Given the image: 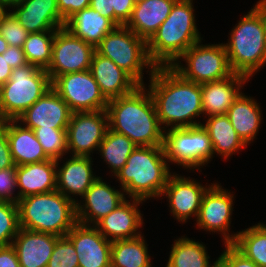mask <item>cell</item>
<instances>
[{
    "label": "cell",
    "instance_id": "1",
    "mask_svg": "<svg viewBox=\"0 0 266 267\" xmlns=\"http://www.w3.org/2000/svg\"><path fill=\"white\" fill-rule=\"evenodd\" d=\"M149 76L148 90L164 130L202 124L193 120L203 115L199 83L185 80L172 67H156Z\"/></svg>",
    "mask_w": 266,
    "mask_h": 267
},
{
    "label": "cell",
    "instance_id": "2",
    "mask_svg": "<svg viewBox=\"0 0 266 267\" xmlns=\"http://www.w3.org/2000/svg\"><path fill=\"white\" fill-rule=\"evenodd\" d=\"M146 85L108 101V126L128 137L136 146H163L164 129Z\"/></svg>",
    "mask_w": 266,
    "mask_h": 267
},
{
    "label": "cell",
    "instance_id": "3",
    "mask_svg": "<svg viewBox=\"0 0 266 267\" xmlns=\"http://www.w3.org/2000/svg\"><path fill=\"white\" fill-rule=\"evenodd\" d=\"M194 11L193 0H177L147 42L149 59L156 67H172L189 47L202 41Z\"/></svg>",
    "mask_w": 266,
    "mask_h": 267
},
{
    "label": "cell",
    "instance_id": "4",
    "mask_svg": "<svg viewBox=\"0 0 266 267\" xmlns=\"http://www.w3.org/2000/svg\"><path fill=\"white\" fill-rule=\"evenodd\" d=\"M163 146H136L115 175L128 198L161 197L171 174Z\"/></svg>",
    "mask_w": 266,
    "mask_h": 267
},
{
    "label": "cell",
    "instance_id": "5",
    "mask_svg": "<svg viewBox=\"0 0 266 267\" xmlns=\"http://www.w3.org/2000/svg\"><path fill=\"white\" fill-rule=\"evenodd\" d=\"M20 228L64 237L78 222L76 203L58 190L34 194L17 202Z\"/></svg>",
    "mask_w": 266,
    "mask_h": 267
},
{
    "label": "cell",
    "instance_id": "6",
    "mask_svg": "<svg viewBox=\"0 0 266 267\" xmlns=\"http://www.w3.org/2000/svg\"><path fill=\"white\" fill-rule=\"evenodd\" d=\"M224 43L233 73L248 77L266 65V28L252 8L231 30Z\"/></svg>",
    "mask_w": 266,
    "mask_h": 267
},
{
    "label": "cell",
    "instance_id": "7",
    "mask_svg": "<svg viewBox=\"0 0 266 267\" xmlns=\"http://www.w3.org/2000/svg\"><path fill=\"white\" fill-rule=\"evenodd\" d=\"M51 88L46 70L27 64L13 68L0 86V121L16 120Z\"/></svg>",
    "mask_w": 266,
    "mask_h": 267
},
{
    "label": "cell",
    "instance_id": "8",
    "mask_svg": "<svg viewBox=\"0 0 266 267\" xmlns=\"http://www.w3.org/2000/svg\"><path fill=\"white\" fill-rule=\"evenodd\" d=\"M96 51L110 58L139 85H144V68L150 69V72L156 68L149 59L147 42L126 26H118L108 33L96 47Z\"/></svg>",
    "mask_w": 266,
    "mask_h": 267
},
{
    "label": "cell",
    "instance_id": "9",
    "mask_svg": "<svg viewBox=\"0 0 266 267\" xmlns=\"http://www.w3.org/2000/svg\"><path fill=\"white\" fill-rule=\"evenodd\" d=\"M163 148L168 163L188 170H200L214 157L210 136L202 125L165 130Z\"/></svg>",
    "mask_w": 266,
    "mask_h": 267
},
{
    "label": "cell",
    "instance_id": "10",
    "mask_svg": "<svg viewBox=\"0 0 266 267\" xmlns=\"http://www.w3.org/2000/svg\"><path fill=\"white\" fill-rule=\"evenodd\" d=\"M179 59L186 62V67L178 60L172 68L191 82L219 81L233 74L223 43L203 45L200 41L189 47Z\"/></svg>",
    "mask_w": 266,
    "mask_h": 267
},
{
    "label": "cell",
    "instance_id": "11",
    "mask_svg": "<svg viewBox=\"0 0 266 267\" xmlns=\"http://www.w3.org/2000/svg\"><path fill=\"white\" fill-rule=\"evenodd\" d=\"M95 51L94 46L76 37L65 27L57 29L51 62L46 69L51 82L63 74L90 70Z\"/></svg>",
    "mask_w": 266,
    "mask_h": 267
},
{
    "label": "cell",
    "instance_id": "12",
    "mask_svg": "<svg viewBox=\"0 0 266 267\" xmlns=\"http://www.w3.org/2000/svg\"><path fill=\"white\" fill-rule=\"evenodd\" d=\"M51 87L67 103L72 112L106 110L108 101L90 70L57 76Z\"/></svg>",
    "mask_w": 266,
    "mask_h": 267
},
{
    "label": "cell",
    "instance_id": "13",
    "mask_svg": "<svg viewBox=\"0 0 266 267\" xmlns=\"http://www.w3.org/2000/svg\"><path fill=\"white\" fill-rule=\"evenodd\" d=\"M106 110L73 112L67 126V147L72 156L90 157L108 129Z\"/></svg>",
    "mask_w": 266,
    "mask_h": 267
},
{
    "label": "cell",
    "instance_id": "14",
    "mask_svg": "<svg viewBox=\"0 0 266 267\" xmlns=\"http://www.w3.org/2000/svg\"><path fill=\"white\" fill-rule=\"evenodd\" d=\"M233 194L223 189L218 183L211 186L204 193L196 220L197 228L209 232H220L224 244H232L237 233L230 235V224L233 211Z\"/></svg>",
    "mask_w": 266,
    "mask_h": 267
},
{
    "label": "cell",
    "instance_id": "15",
    "mask_svg": "<svg viewBox=\"0 0 266 267\" xmlns=\"http://www.w3.org/2000/svg\"><path fill=\"white\" fill-rule=\"evenodd\" d=\"M7 8L29 33L57 30L66 23L57 0H8Z\"/></svg>",
    "mask_w": 266,
    "mask_h": 267
},
{
    "label": "cell",
    "instance_id": "16",
    "mask_svg": "<svg viewBox=\"0 0 266 267\" xmlns=\"http://www.w3.org/2000/svg\"><path fill=\"white\" fill-rule=\"evenodd\" d=\"M197 180L173 173L167 181L161 195L168 198L170 213L178 222H186L190 217L198 216L204 193L210 187L202 186Z\"/></svg>",
    "mask_w": 266,
    "mask_h": 267
},
{
    "label": "cell",
    "instance_id": "17",
    "mask_svg": "<svg viewBox=\"0 0 266 267\" xmlns=\"http://www.w3.org/2000/svg\"><path fill=\"white\" fill-rule=\"evenodd\" d=\"M73 244L79 267H111V241L95 226L76 223L65 235Z\"/></svg>",
    "mask_w": 266,
    "mask_h": 267
},
{
    "label": "cell",
    "instance_id": "18",
    "mask_svg": "<svg viewBox=\"0 0 266 267\" xmlns=\"http://www.w3.org/2000/svg\"><path fill=\"white\" fill-rule=\"evenodd\" d=\"M82 198L83 201L76 203L77 221L90 226L91 224L95 226L126 200L123 190H116L110 184L103 182L102 177L96 179Z\"/></svg>",
    "mask_w": 266,
    "mask_h": 267
},
{
    "label": "cell",
    "instance_id": "19",
    "mask_svg": "<svg viewBox=\"0 0 266 267\" xmlns=\"http://www.w3.org/2000/svg\"><path fill=\"white\" fill-rule=\"evenodd\" d=\"M72 113L67 103L51 87L16 120L32 130L38 127L67 128Z\"/></svg>",
    "mask_w": 266,
    "mask_h": 267
},
{
    "label": "cell",
    "instance_id": "20",
    "mask_svg": "<svg viewBox=\"0 0 266 267\" xmlns=\"http://www.w3.org/2000/svg\"><path fill=\"white\" fill-rule=\"evenodd\" d=\"M140 203H143V200L135 198L125 200L95 227L111 242L140 236L142 232L139 230L144 223L143 214L138 209Z\"/></svg>",
    "mask_w": 266,
    "mask_h": 267
},
{
    "label": "cell",
    "instance_id": "21",
    "mask_svg": "<svg viewBox=\"0 0 266 267\" xmlns=\"http://www.w3.org/2000/svg\"><path fill=\"white\" fill-rule=\"evenodd\" d=\"M70 157L61 167L60 160H56V190L77 203L78 200L73 196L82 198L99 176L93 173L92 157Z\"/></svg>",
    "mask_w": 266,
    "mask_h": 267
},
{
    "label": "cell",
    "instance_id": "22",
    "mask_svg": "<svg viewBox=\"0 0 266 267\" xmlns=\"http://www.w3.org/2000/svg\"><path fill=\"white\" fill-rule=\"evenodd\" d=\"M90 72L99 85L104 98L109 101L133 92L139 84L110 58L95 51Z\"/></svg>",
    "mask_w": 266,
    "mask_h": 267
},
{
    "label": "cell",
    "instance_id": "23",
    "mask_svg": "<svg viewBox=\"0 0 266 267\" xmlns=\"http://www.w3.org/2000/svg\"><path fill=\"white\" fill-rule=\"evenodd\" d=\"M59 238L51 233L20 228L11 244L17 254L20 267H47Z\"/></svg>",
    "mask_w": 266,
    "mask_h": 267
},
{
    "label": "cell",
    "instance_id": "24",
    "mask_svg": "<svg viewBox=\"0 0 266 267\" xmlns=\"http://www.w3.org/2000/svg\"><path fill=\"white\" fill-rule=\"evenodd\" d=\"M248 79L246 76L233 73L226 79L201 83L203 115H226L230 106L242 93L240 90Z\"/></svg>",
    "mask_w": 266,
    "mask_h": 267
},
{
    "label": "cell",
    "instance_id": "25",
    "mask_svg": "<svg viewBox=\"0 0 266 267\" xmlns=\"http://www.w3.org/2000/svg\"><path fill=\"white\" fill-rule=\"evenodd\" d=\"M177 0H145L135 4L131 18L125 25L148 42L169 16Z\"/></svg>",
    "mask_w": 266,
    "mask_h": 267
},
{
    "label": "cell",
    "instance_id": "26",
    "mask_svg": "<svg viewBox=\"0 0 266 267\" xmlns=\"http://www.w3.org/2000/svg\"><path fill=\"white\" fill-rule=\"evenodd\" d=\"M56 167V160L53 159L17 166L19 199L56 190Z\"/></svg>",
    "mask_w": 266,
    "mask_h": 267
},
{
    "label": "cell",
    "instance_id": "27",
    "mask_svg": "<svg viewBox=\"0 0 266 267\" xmlns=\"http://www.w3.org/2000/svg\"><path fill=\"white\" fill-rule=\"evenodd\" d=\"M6 133L16 166L49 160L32 129L17 120H6Z\"/></svg>",
    "mask_w": 266,
    "mask_h": 267
},
{
    "label": "cell",
    "instance_id": "28",
    "mask_svg": "<svg viewBox=\"0 0 266 267\" xmlns=\"http://www.w3.org/2000/svg\"><path fill=\"white\" fill-rule=\"evenodd\" d=\"M64 27L96 48L102 39L117 26L109 18L102 16L89 6L72 15Z\"/></svg>",
    "mask_w": 266,
    "mask_h": 267
},
{
    "label": "cell",
    "instance_id": "29",
    "mask_svg": "<svg viewBox=\"0 0 266 267\" xmlns=\"http://www.w3.org/2000/svg\"><path fill=\"white\" fill-rule=\"evenodd\" d=\"M261 108L254 98L241 93L233 102L227 112V116L237 135L246 145L256 138L261 124Z\"/></svg>",
    "mask_w": 266,
    "mask_h": 267
},
{
    "label": "cell",
    "instance_id": "30",
    "mask_svg": "<svg viewBox=\"0 0 266 267\" xmlns=\"http://www.w3.org/2000/svg\"><path fill=\"white\" fill-rule=\"evenodd\" d=\"M201 125L210 136L214 154L228 159L232 154L246 148L244 141L237 135L227 115H212Z\"/></svg>",
    "mask_w": 266,
    "mask_h": 267
},
{
    "label": "cell",
    "instance_id": "31",
    "mask_svg": "<svg viewBox=\"0 0 266 267\" xmlns=\"http://www.w3.org/2000/svg\"><path fill=\"white\" fill-rule=\"evenodd\" d=\"M142 234L111 243V267H152L148 247Z\"/></svg>",
    "mask_w": 266,
    "mask_h": 267
},
{
    "label": "cell",
    "instance_id": "32",
    "mask_svg": "<svg viewBox=\"0 0 266 267\" xmlns=\"http://www.w3.org/2000/svg\"><path fill=\"white\" fill-rule=\"evenodd\" d=\"M205 245L182 236L174 241L166 267H211Z\"/></svg>",
    "mask_w": 266,
    "mask_h": 267
},
{
    "label": "cell",
    "instance_id": "33",
    "mask_svg": "<svg viewBox=\"0 0 266 267\" xmlns=\"http://www.w3.org/2000/svg\"><path fill=\"white\" fill-rule=\"evenodd\" d=\"M136 145L125 135L111 130L109 127L98 150L103 161L111 167V173L115 176L126 164V161Z\"/></svg>",
    "mask_w": 266,
    "mask_h": 267
},
{
    "label": "cell",
    "instance_id": "34",
    "mask_svg": "<svg viewBox=\"0 0 266 267\" xmlns=\"http://www.w3.org/2000/svg\"><path fill=\"white\" fill-rule=\"evenodd\" d=\"M232 245L258 267H266V224L258 223L237 232Z\"/></svg>",
    "mask_w": 266,
    "mask_h": 267
},
{
    "label": "cell",
    "instance_id": "35",
    "mask_svg": "<svg viewBox=\"0 0 266 267\" xmlns=\"http://www.w3.org/2000/svg\"><path fill=\"white\" fill-rule=\"evenodd\" d=\"M57 30L29 33L22 47L28 64L46 70L52 58L54 35Z\"/></svg>",
    "mask_w": 266,
    "mask_h": 267
},
{
    "label": "cell",
    "instance_id": "36",
    "mask_svg": "<svg viewBox=\"0 0 266 267\" xmlns=\"http://www.w3.org/2000/svg\"><path fill=\"white\" fill-rule=\"evenodd\" d=\"M37 140L49 159L60 160L68 153L67 128H34Z\"/></svg>",
    "mask_w": 266,
    "mask_h": 267
},
{
    "label": "cell",
    "instance_id": "37",
    "mask_svg": "<svg viewBox=\"0 0 266 267\" xmlns=\"http://www.w3.org/2000/svg\"><path fill=\"white\" fill-rule=\"evenodd\" d=\"M19 229L17 204L0 201V246L11 245Z\"/></svg>",
    "mask_w": 266,
    "mask_h": 267
},
{
    "label": "cell",
    "instance_id": "38",
    "mask_svg": "<svg viewBox=\"0 0 266 267\" xmlns=\"http://www.w3.org/2000/svg\"><path fill=\"white\" fill-rule=\"evenodd\" d=\"M0 34L9 46L23 47L29 32L6 9L0 15Z\"/></svg>",
    "mask_w": 266,
    "mask_h": 267
},
{
    "label": "cell",
    "instance_id": "39",
    "mask_svg": "<svg viewBox=\"0 0 266 267\" xmlns=\"http://www.w3.org/2000/svg\"><path fill=\"white\" fill-rule=\"evenodd\" d=\"M47 267H79L75 248L66 236L56 241Z\"/></svg>",
    "mask_w": 266,
    "mask_h": 267
},
{
    "label": "cell",
    "instance_id": "40",
    "mask_svg": "<svg viewBox=\"0 0 266 267\" xmlns=\"http://www.w3.org/2000/svg\"><path fill=\"white\" fill-rule=\"evenodd\" d=\"M16 170V165L0 170V201L17 204L19 195L14 194L15 190L18 189Z\"/></svg>",
    "mask_w": 266,
    "mask_h": 267
},
{
    "label": "cell",
    "instance_id": "41",
    "mask_svg": "<svg viewBox=\"0 0 266 267\" xmlns=\"http://www.w3.org/2000/svg\"><path fill=\"white\" fill-rule=\"evenodd\" d=\"M225 249L218 260L225 267H258L252 260L245 257L232 244H225Z\"/></svg>",
    "mask_w": 266,
    "mask_h": 267
},
{
    "label": "cell",
    "instance_id": "42",
    "mask_svg": "<svg viewBox=\"0 0 266 267\" xmlns=\"http://www.w3.org/2000/svg\"><path fill=\"white\" fill-rule=\"evenodd\" d=\"M135 4L132 0H113L114 24L125 26L131 18Z\"/></svg>",
    "mask_w": 266,
    "mask_h": 267
},
{
    "label": "cell",
    "instance_id": "43",
    "mask_svg": "<svg viewBox=\"0 0 266 267\" xmlns=\"http://www.w3.org/2000/svg\"><path fill=\"white\" fill-rule=\"evenodd\" d=\"M15 166L6 133V120L0 121V170Z\"/></svg>",
    "mask_w": 266,
    "mask_h": 267
},
{
    "label": "cell",
    "instance_id": "44",
    "mask_svg": "<svg viewBox=\"0 0 266 267\" xmlns=\"http://www.w3.org/2000/svg\"><path fill=\"white\" fill-rule=\"evenodd\" d=\"M63 20L66 22L76 12L90 6V0H57Z\"/></svg>",
    "mask_w": 266,
    "mask_h": 267
},
{
    "label": "cell",
    "instance_id": "45",
    "mask_svg": "<svg viewBox=\"0 0 266 267\" xmlns=\"http://www.w3.org/2000/svg\"><path fill=\"white\" fill-rule=\"evenodd\" d=\"M6 60L12 69L23 67L28 64L22 47L8 46L6 50Z\"/></svg>",
    "mask_w": 266,
    "mask_h": 267
},
{
    "label": "cell",
    "instance_id": "46",
    "mask_svg": "<svg viewBox=\"0 0 266 267\" xmlns=\"http://www.w3.org/2000/svg\"><path fill=\"white\" fill-rule=\"evenodd\" d=\"M0 267H20L17 254L12 245L0 246Z\"/></svg>",
    "mask_w": 266,
    "mask_h": 267
},
{
    "label": "cell",
    "instance_id": "47",
    "mask_svg": "<svg viewBox=\"0 0 266 267\" xmlns=\"http://www.w3.org/2000/svg\"><path fill=\"white\" fill-rule=\"evenodd\" d=\"M90 7L114 23L113 0H90Z\"/></svg>",
    "mask_w": 266,
    "mask_h": 267
},
{
    "label": "cell",
    "instance_id": "48",
    "mask_svg": "<svg viewBox=\"0 0 266 267\" xmlns=\"http://www.w3.org/2000/svg\"><path fill=\"white\" fill-rule=\"evenodd\" d=\"M12 68L6 60V51L0 54V86L5 84L11 76Z\"/></svg>",
    "mask_w": 266,
    "mask_h": 267
},
{
    "label": "cell",
    "instance_id": "49",
    "mask_svg": "<svg viewBox=\"0 0 266 267\" xmlns=\"http://www.w3.org/2000/svg\"><path fill=\"white\" fill-rule=\"evenodd\" d=\"M253 9L261 17L262 22L266 28V0H259L254 6Z\"/></svg>",
    "mask_w": 266,
    "mask_h": 267
},
{
    "label": "cell",
    "instance_id": "50",
    "mask_svg": "<svg viewBox=\"0 0 266 267\" xmlns=\"http://www.w3.org/2000/svg\"><path fill=\"white\" fill-rule=\"evenodd\" d=\"M8 46L7 41L0 34V54H3L7 50Z\"/></svg>",
    "mask_w": 266,
    "mask_h": 267
},
{
    "label": "cell",
    "instance_id": "51",
    "mask_svg": "<svg viewBox=\"0 0 266 267\" xmlns=\"http://www.w3.org/2000/svg\"><path fill=\"white\" fill-rule=\"evenodd\" d=\"M211 267H225L218 259L213 262Z\"/></svg>",
    "mask_w": 266,
    "mask_h": 267
},
{
    "label": "cell",
    "instance_id": "52",
    "mask_svg": "<svg viewBox=\"0 0 266 267\" xmlns=\"http://www.w3.org/2000/svg\"><path fill=\"white\" fill-rule=\"evenodd\" d=\"M8 0H0V7H7Z\"/></svg>",
    "mask_w": 266,
    "mask_h": 267
},
{
    "label": "cell",
    "instance_id": "53",
    "mask_svg": "<svg viewBox=\"0 0 266 267\" xmlns=\"http://www.w3.org/2000/svg\"><path fill=\"white\" fill-rule=\"evenodd\" d=\"M7 9V7H0V15Z\"/></svg>",
    "mask_w": 266,
    "mask_h": 267
},
{
    "label": "cell",
    "instance_id": "54",
    "mask_svg": "<svg viewBox=\"0 0 266 267\" xmlns=\"http://www.w3.org/2000/svg\"><path fill=\"white\" fill-rule=\"evenodd\" d=\"M132 1H133L134 4H138V3L143 2L145 0H132Z\"/></svg>",
    "mask_w": 266,
    "mask_h": 267
}]
</instances>
